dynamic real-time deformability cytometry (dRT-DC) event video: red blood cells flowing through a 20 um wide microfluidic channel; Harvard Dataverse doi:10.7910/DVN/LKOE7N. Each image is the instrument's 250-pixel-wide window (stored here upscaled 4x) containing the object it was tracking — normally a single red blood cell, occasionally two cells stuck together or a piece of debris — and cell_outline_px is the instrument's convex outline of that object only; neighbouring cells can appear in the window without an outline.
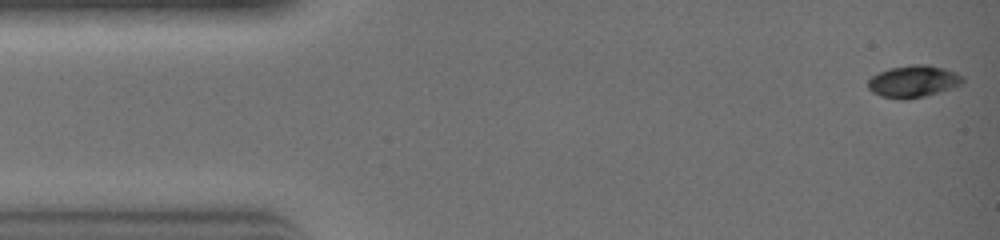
{"species": "common noctule bat (a hibernating species)", "species_latin": "Nyctalus noctula", "temperature_condition": "warm", "stored_images_in_passage": 30, "camera_frame_rate_fps": 3000, "um_per_image_px": 0.085, "animal": {"sex": "female", "body_mass_g": 19.0, "forearm_length_mm": 51.5}, "frame": {"image": 1, "passage_image": 1, "time_ms": 0.0, "image_size_px": [1000, 240], "cell_outline_px": [[964, 84], [952, 88], [924, 96], [880, 96], [872, 92], [868, 88], [868, 80], [872, 76], [888, 68], [912, 64], [924, 64], [944, 68], [964, 76]], "centroid_in_image_um": [77.67, 6.86], "position_along_channel_um": 7.3, "area_um2": 17.11}}
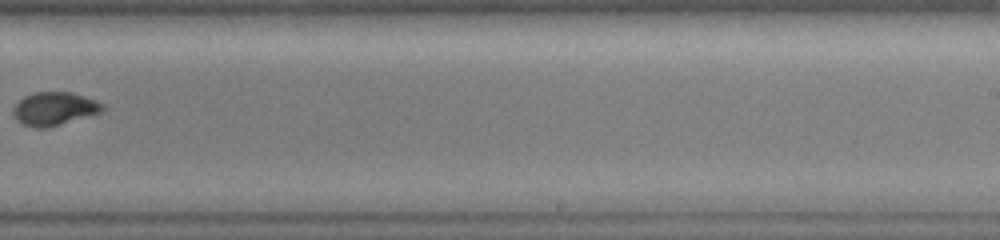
{"frame": {"image": 2, "passage_image": 19, "time_ms": 6.0, "image_size_px": [1000, 240], "cell_outline_px": [[108, 108], [104, 112], [48, 128], [36, 128], [24, 124], [16, 120], [12, 116], [12, 112], [16, 104], [24, 96], [36, 92], [72, 92], [96, 100], [104, 104]], "centroid_in_image_um": [4.67, 9.25], "position_along_channel_um": 284.3, "area_um2": 17.63}}
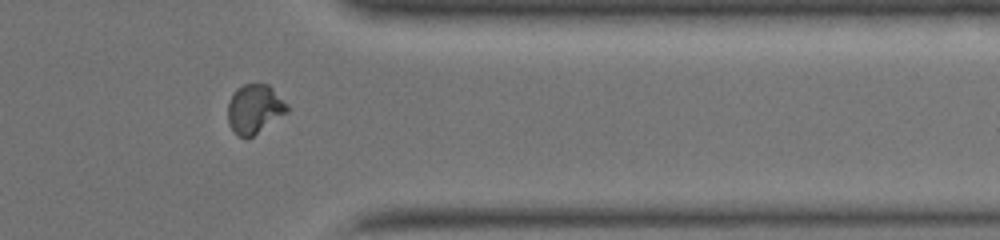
{"frame": {"image": 3, "passage_image": 24, "time_ms": 7.667, "image_size_px": [1000, 240], "cell_outline_px": [[292, 108], [288, 112], [248, 140], [244, 140], [236, 136], [232, 132], [228, 124], [228, 104], [236, 88], [244, 84], [268, 84]], "centroid_in_image_um": [21.64, 9.31], "position_along_channel_um": 389.8, "area_um2": 17.46}}